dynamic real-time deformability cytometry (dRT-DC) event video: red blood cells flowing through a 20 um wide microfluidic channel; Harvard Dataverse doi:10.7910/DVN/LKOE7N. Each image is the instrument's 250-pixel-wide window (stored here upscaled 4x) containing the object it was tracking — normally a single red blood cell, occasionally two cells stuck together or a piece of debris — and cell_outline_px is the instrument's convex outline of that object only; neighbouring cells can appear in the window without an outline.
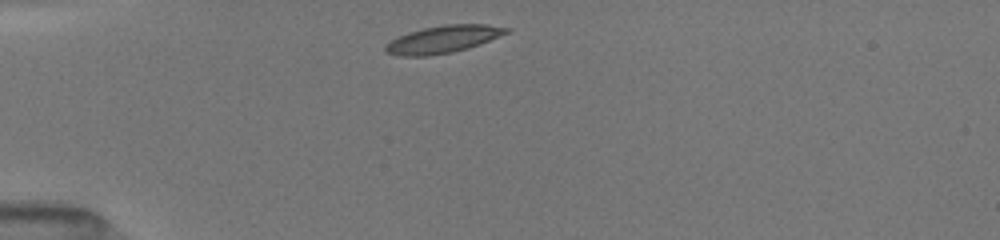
{"species": "common noctule bat (a hibernating species)", "species_latin": "Nyctalus noctula", "temperature_condition": "room temperature", "stored_images_in_passage": 10, "camera_frame_rate_fps": 3000, "um_per_image_px": 0.085, "animal": {"sex": "female", "body_mass_g": 19.5, "forearm_length_mm": 54.1}, "frame": {"image": 1, "passage_image": 1, "time_ms": 0.0, "image_size_px": [1000, 240], "cell_outline_px": [[512, 28], [508, 32], [480, 44], [468, 48], [452, 52], [424, 56], [400, 56], [384, 52], [384, 44], [408, 32], [424, 28], [444, 24], [484, 24]], "centroid_in_image_um": [37.64, 3.34], "position_along_channel_um": 47.4, "area_um2": 19.19}}
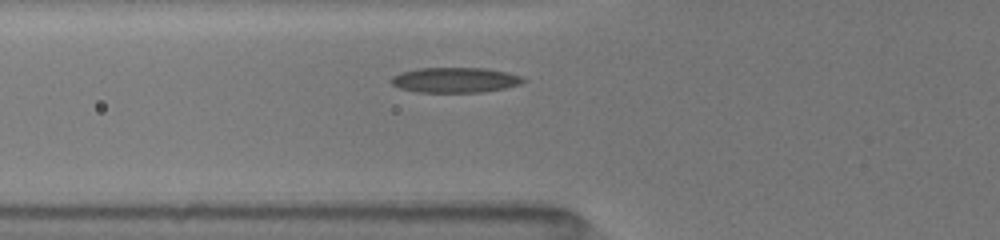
{"frame": {"image": 2, "passage_image": 7, "time_ms": 1.667, "image_size_px": [1000, 240], "cell_outline_px": [[528, 80], [520, 84], [504, 88], [480, 92], [416, 92], [400, 88], [392, 84], [392, 76], [400, 72], [420, 68], [484, 68], [508, 72], [524, 76]], "centroid_in_image_um": [38.72, 6.79], "position_along_channel_um": 87.1, "area_um2": 19.42}}